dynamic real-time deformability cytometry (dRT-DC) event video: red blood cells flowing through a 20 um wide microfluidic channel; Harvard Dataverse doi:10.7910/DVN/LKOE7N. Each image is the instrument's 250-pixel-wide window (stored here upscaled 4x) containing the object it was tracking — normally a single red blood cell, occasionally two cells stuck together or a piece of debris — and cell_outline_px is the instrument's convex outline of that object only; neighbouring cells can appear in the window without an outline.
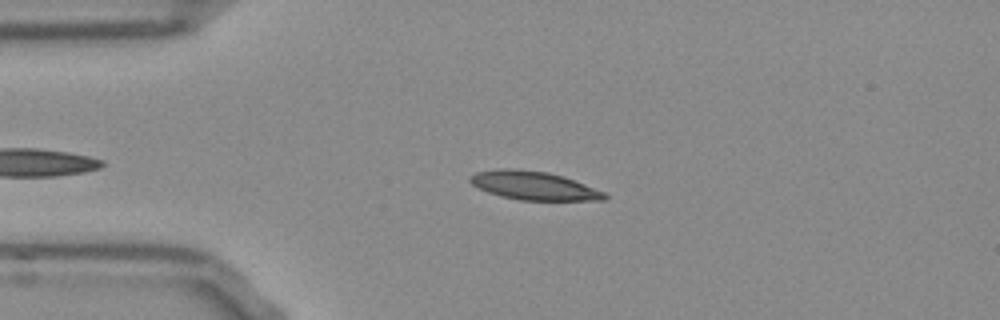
{"species": "Egyptian fruit bat (a non-hibernating species)", "species_latin": "Rousettus aegyptiacus", "temperature_condition": "room temperature", "stored_images_in_passage": 41, "camera_frame_rate_fps": 3000, "um_per_image_px": 0.085, "frame": {"image": 1, "passage_image": 6, "time_ms": 1.667, "image_size_px": [1000, 320], "cell_outline_px": [[608, 196], [604, 200], [520, 200], [500, 196], [488, 192], [472, 184], [468, 180], [468, 176], [476, 172], [504, 168], [512, 168], [548, 172], [572, 180], [604, 192]], "centroid_in_image_um": [45.31, 15.78], "position_along_channel_um": 39.7, "area_um2": 22.02}}
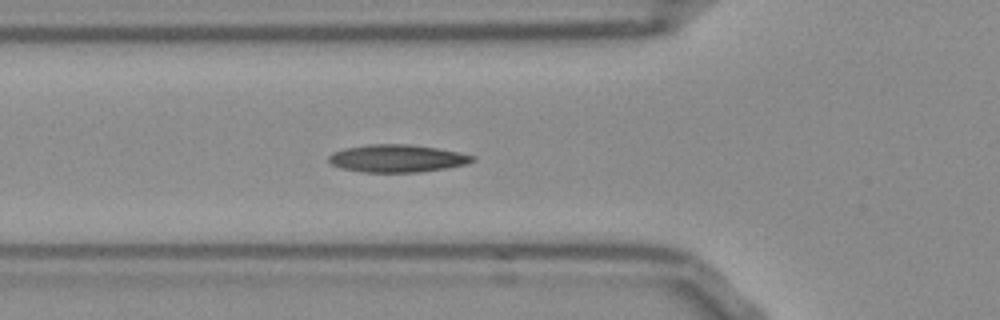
{"frame": {"image": 2, "passage_image": 12, "time_ms": 3.667, "image_size_px": [1000, 320], "cell_outline_px": [[476, 160], [464, 164], [444, 168], [420, 172], [360, 172], [340, 168], [332, 164], [328, 160], [328, 156], [332, 152], [344, 148], [368, 144], [408, 144], [436, 148], [476, 156]], "centroid_in_image_um": [33.7, 13.46], "position_along_channel_um": 92.1, "area_um2": 23.06}}
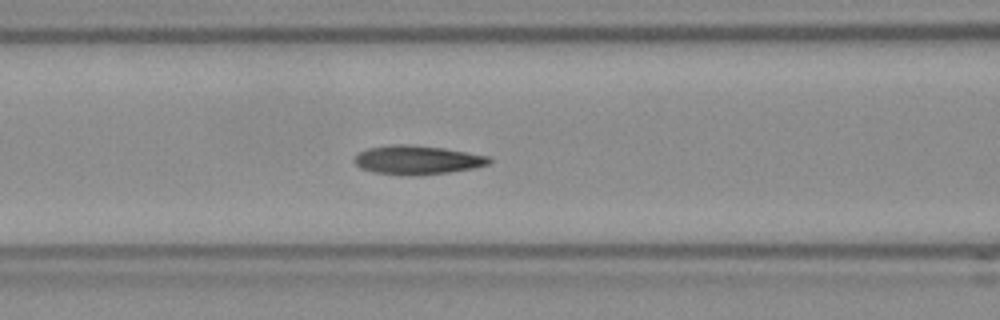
{"frame": {"image": 3, "passage_image": 15, "time_ms": 4.667, "image_size_px": [1000, 320], "cell_outline_px": [[492, 160], [488, 164], [472, 168], [448, 172], [416, 176], [408, 176], [372, 172], [360, 168], [352, 160], [356, 152], [368, 148], [392, 144], [408, 144], [444, 148], [488, 156]], "centroid_in_image_um": [35.38, 13.59], "position_along_channel_um": 131.2, "area_um2": 22.89}, "authors_computed_cell_mechanics": {"area_um2": 22.253, "velocity_mm_per_s": 3.8383, "shape_relaxation_time_tau1_ms": 10.8337, "shape_relaxation_time_tau2_ms": 3.1089, "deformation_change_tau1": 0.2279, "deformation_change_tau2": 0.0873}}